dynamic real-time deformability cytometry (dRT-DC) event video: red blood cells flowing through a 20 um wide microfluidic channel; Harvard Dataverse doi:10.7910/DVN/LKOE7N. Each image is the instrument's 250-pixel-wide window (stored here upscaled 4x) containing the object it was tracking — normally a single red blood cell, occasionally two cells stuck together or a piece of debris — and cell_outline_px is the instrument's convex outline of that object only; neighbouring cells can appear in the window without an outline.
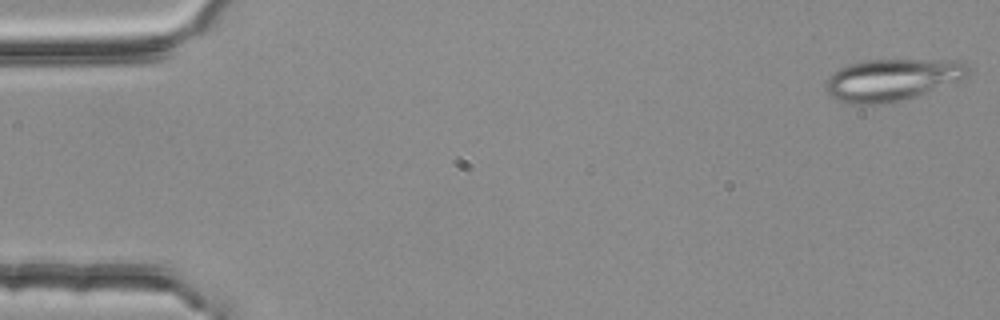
{"species": "common noctule bat (a hibernating species)", "species_latin": "Nyctalus noctula", "temperature_condition": "room temperature", "stored_images_in_passage": 4, "camera_frame_rate_fps": 3000, "um_per_image_px": 0.085, "animal": {"sex": "female", "body_mass_g": 25.1}, "frame": {"image": 1, "passage_image": 1, "time_ms": 0.0, "image_size_px": [1000, 320], "cell_outline_px": [[972, 72], [968, 76], [916, 96], [884, 104], [852, 104], [836, 100], [828, 92], [828, 76], [832, 72], [848, 64], [864, 60], [960, 60], [968, 64]], "centroid_in_image_um": [75.85, 6.76], "position_along_channel_um": 9.2, "area_um2": 34.62}}